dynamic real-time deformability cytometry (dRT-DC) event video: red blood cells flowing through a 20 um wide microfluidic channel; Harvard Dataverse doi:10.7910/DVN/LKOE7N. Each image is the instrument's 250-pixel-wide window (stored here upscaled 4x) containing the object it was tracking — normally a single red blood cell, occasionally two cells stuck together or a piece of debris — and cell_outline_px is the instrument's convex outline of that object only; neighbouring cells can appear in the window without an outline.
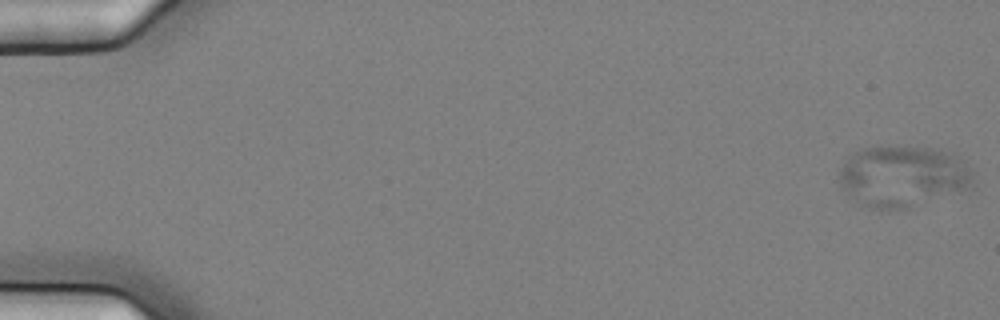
{"species": "common noctule bat (a hibernating species)", "species_latin": "Nyctalus noctula", "temperature_condition": "cold", "stored_images_in_passage": 6, "segment_of_instrument_passage": [1, 2], "camera_frame_rate_fps": 3000, "um_per_image_px": 0.085, "animal": {"sex": "female", "body_mass_g": 25.1}, "frame": {"image": 1, "passage_image": 1, "time_ms": 0.0, "image_size_px": [1000, 320], "cell_outline_px": [[972, 180], [964, 188], [904, 208], [880, 212], [848, 196], [840, 184], [840, 168], [848, 156], [852, 152], [864, 148], [880, 144], [936, 148], [956, 156], [972, 172]], "centroid_in_image_um": [76.61, 14.93], "position_along_channel_um": 8.4, "area_um2": 47.34}}
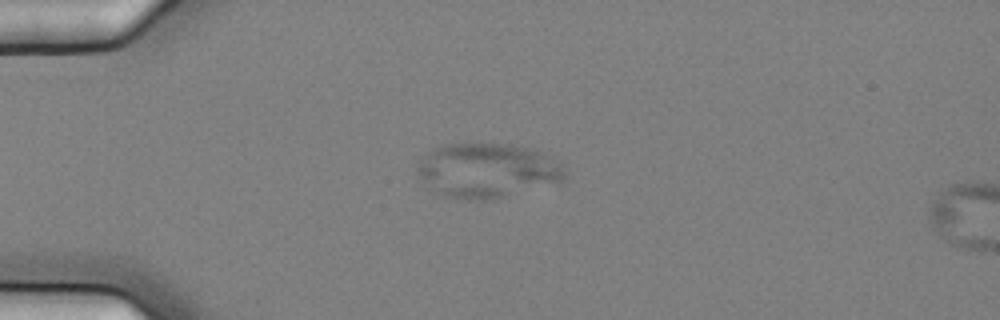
{"frame": {"image": 2, "passage_image": 5, "time_ms": 1.333, "image_size_px": [1000, 320], "cell_outline_px": [[568, 176], [560, 184], [492, 200], [460, 200], [444, 196], [432, 192], [428, 188], [416, 172], [416, 168], [420, 160], [432, 148], [444, 144], [512, 144], [536, 148], [552, 156], [564, 168]], "centroid_in_image_um": [41.47, 14.51], "position_along_channel_um": 43.5, "area_um2": 48.38}}